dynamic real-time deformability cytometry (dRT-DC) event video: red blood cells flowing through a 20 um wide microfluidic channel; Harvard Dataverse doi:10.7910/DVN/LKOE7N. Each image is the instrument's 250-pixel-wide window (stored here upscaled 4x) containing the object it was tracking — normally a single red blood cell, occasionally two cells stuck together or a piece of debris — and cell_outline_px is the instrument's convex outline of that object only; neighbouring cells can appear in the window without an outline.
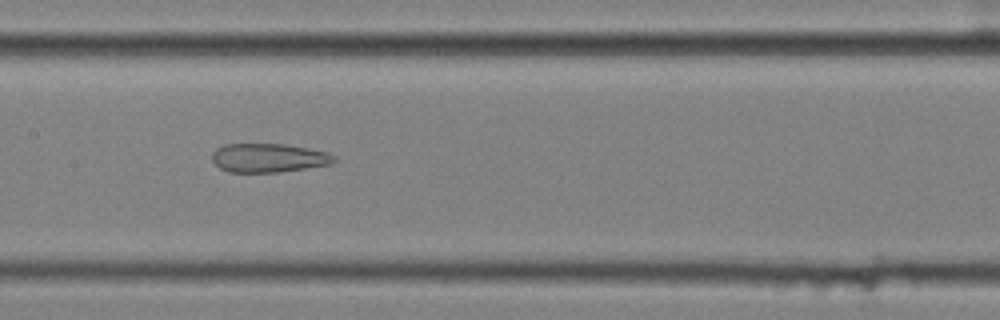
{"species": "common noctule bat (a hibernating species)", "species_latin": "Nyctalus noctula", "temperature_condition": "cold", "stored_images_in_passage": 57, "camera_frame_rate_fps": 3000, "um_per_image_px": 0.085, "animal": {"sex": "female", "body_mass_g": 25.1}, "frame": {"image": 1, "passage_image": 29, "time_ms": 9.333, "image_size_px": [1000, 320], "cell_outline_px": [[340, 160], [332, 164], [280, 172], [228, 172], [220, 168], [212, 160], [212, 152], [216, 148], [224, 144], [284, 144], [308, 148], [328, 152], [336, 156]], "centroid_in_image_um": [22.87, 13.42], "position_along_channel_um": 184.5, "area_um2": 20.75}}
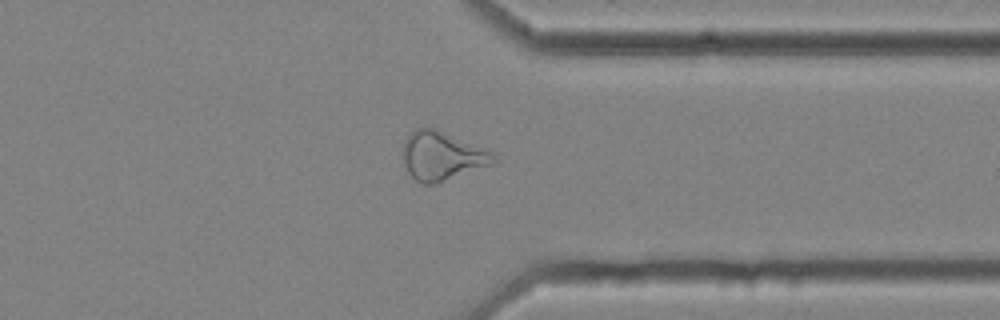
{"frame": {"image": 2, "passage_image": 45, "time_ms": 14.667, "image_size_px": [1000, 320], "cell_outline_px": [[496, 164], [432, 184], [420, 184], [408, 172], [404, 164], [404, 144], [408, 136], [416, 128], [436, 128], [492, 152], [496, 160]], "centroid_in_image_um": [37.59, 13.26], "position_along_channel_um": 373.8, "area_um2": 25.37}}
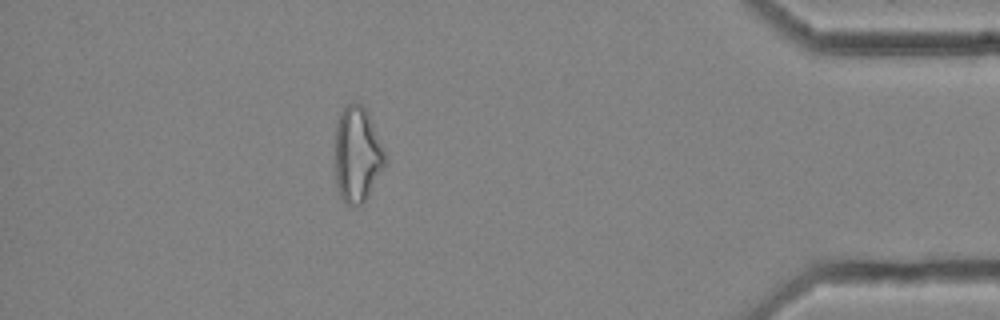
{"frame": {"image": 3, "passage_image": 51, "time_ms": 16.667, "image_size_px": [1000, 320], "cell_outline_px": [[388, 160], [384, 168], [368, 196], [360, 204], [348, 204], [340, 196], [336, 184], [336, 128], [340, 116], [344, 108], [348, 104], [360, 104], [368, 112]], "centroid_in_image_um": [30.39, 13.15], "position_along_channel_um": 404.8, "area_um2": 27.34}, "authors_computed_cell_mechanics": {"area_um2": 27.6284, "velocity_mm_per_s": 3.5749, "shape_relaxation_time_tau1_ms": null, "shape_relaxation_time_tau2_ms": 3.763, "deformation_change_tau1": null, "deformation_change_tau2": 0.1545}}